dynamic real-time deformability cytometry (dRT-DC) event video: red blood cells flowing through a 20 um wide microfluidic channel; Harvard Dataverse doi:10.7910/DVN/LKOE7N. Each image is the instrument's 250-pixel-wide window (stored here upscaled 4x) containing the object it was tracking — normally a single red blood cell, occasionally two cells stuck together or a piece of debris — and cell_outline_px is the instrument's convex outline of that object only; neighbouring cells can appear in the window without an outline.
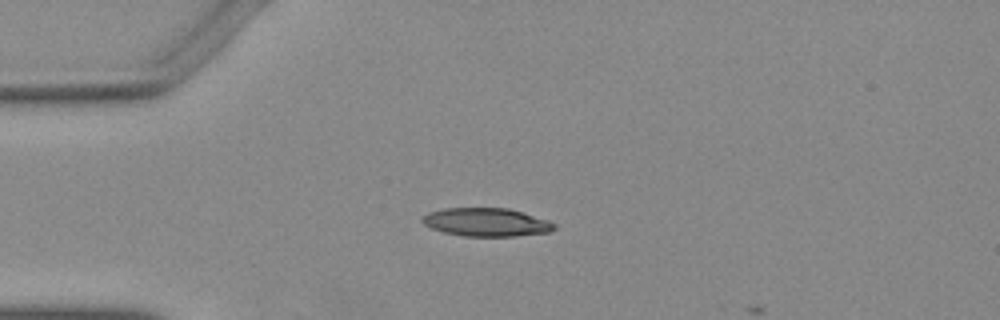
{"species": "Egyptian fruit bat (a non-hibernating species)", "species_latin": "Rousettus aegyptiacus", "temperature_condition": "warm", "stored_images_in_passage": 3, "camera_frame_rate_fps": 3000, "um_per_image_px": 0.085, "animal": {"sex": "female"}, "frame": {"image": 1, "passage_image": 1, "time_ms": 0.0, "image_size_px": [1000, 320], "cell_outline_px": [[556, 228], [548, 232], [516, 236], [464, 236], [444, 232], [432, 228], [424, 224], [420, 220], [420, 216], [428, 212], [444, 208], [508, 208], [548, 220], [556, 224]], "centroid_in_image_um": [41.31, 18.88], "position_along_channel_um": 43.7, "area_um2": 21.79}}